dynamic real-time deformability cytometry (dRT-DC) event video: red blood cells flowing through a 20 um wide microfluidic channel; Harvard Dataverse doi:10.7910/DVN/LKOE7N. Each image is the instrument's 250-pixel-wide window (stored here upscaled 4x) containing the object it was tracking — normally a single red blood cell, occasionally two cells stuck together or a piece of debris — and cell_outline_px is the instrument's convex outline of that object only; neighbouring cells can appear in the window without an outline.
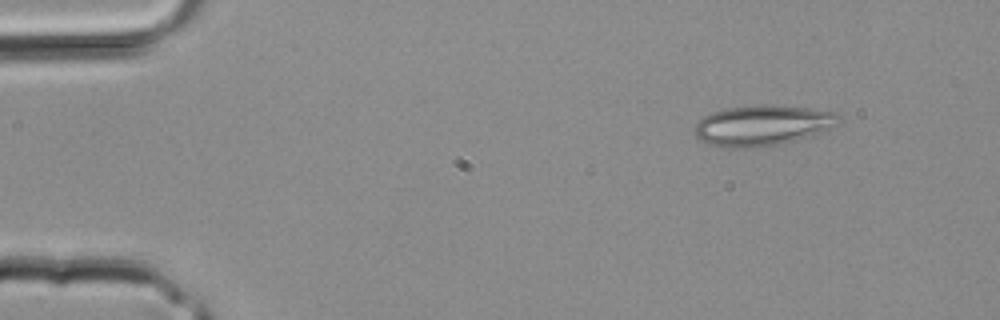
{"species": "common noctule bat (a hibernating species)", "species_latin": "Nyctalus noctula", "temperature_condition": "room temperature", "stored_images_in_passage": 3, "camera_frame_rate_fps": 3000, "um_per_image_px": 0.085, "animal": {"sex": "male", "body_mass_g": 20.4}, "frame": {"image": 1, "passage_image": 1, "time_ms": 0.0, "image_size_px": [1000, 320], "cell_outline_px": [[840, 116], [828, 128], [816, 136], [764, 148], [732, 148], [712, 144], [696, 136], [696, 120], [712, 112], [724, 108], [760, 104], [768, 104], [808, 108], [836, 112]], "centroid_in_image_um": [64.81, 10.66], "position_along_channel_um": 20.2, "area_um2": 34.16}}